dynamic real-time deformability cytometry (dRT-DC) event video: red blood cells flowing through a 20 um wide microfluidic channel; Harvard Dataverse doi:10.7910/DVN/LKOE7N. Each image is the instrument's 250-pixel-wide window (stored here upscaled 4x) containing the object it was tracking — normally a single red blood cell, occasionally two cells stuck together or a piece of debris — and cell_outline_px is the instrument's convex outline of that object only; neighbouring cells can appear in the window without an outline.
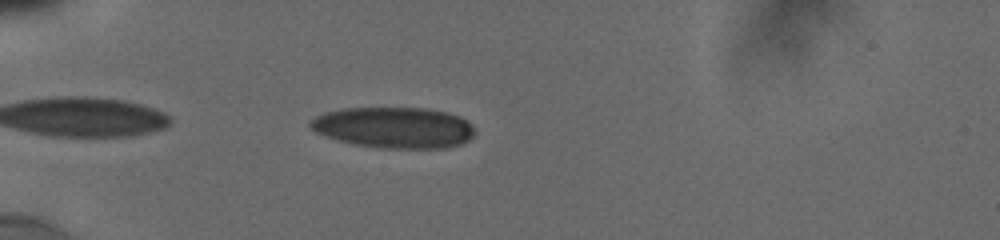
{"species": "human", "species_latin": "Homo sapiens", "temperature_condition": "cold", "stored_images_in_passage": 8, "camera_frame_rate_fps": 3000, "um_per_image_px": 0.085, "donor": {"sex": "male"}, "frame": {"image": 1, "passage_image": 2, "time_ms": 0.667, "image_size_px": [1000, 240], "cell_outline_px": [[476, 132], [468, 140], [460, 144], [448, 148], [384, 148], [356, 144], [340, 140], [316, 132], [308, 124], [308, 120], [324, 112], [340, 108], [428, 108], [448, 112], [460, 116], [472, 124]], "centroid_in_image_um": [33.52, 10.83], "position_along_channel_um": 51.5, "area_um2": 39.42}}
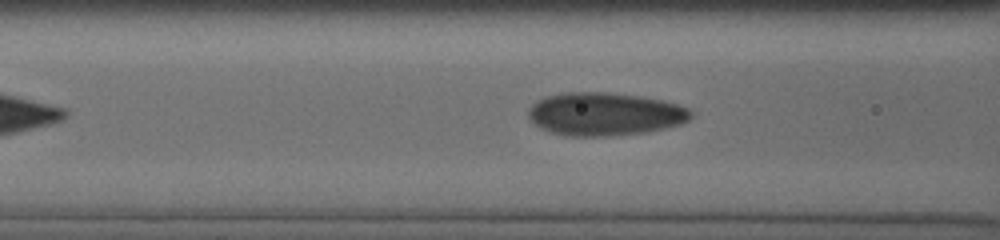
{"frame": {"image": 2, "passage_image": 6, "time_ms": 3.0, "image_size_px": [1000, 240], "cell_outline_px": [[692, 116], [688, 120], [680, 124], [648, 132], [604, 136], [564, 136], [540, 128], [528, 116], [528, 108], [536, 100], [544, 96], [564, 92], [604, 92], [640, 96], [660, 100], [676, 104], [688, 108], [692, 112]], "centroid_in_image_um": [51.37, 9.69], "position_along_channel_um": 115.2, "area_um2": 40.81}}
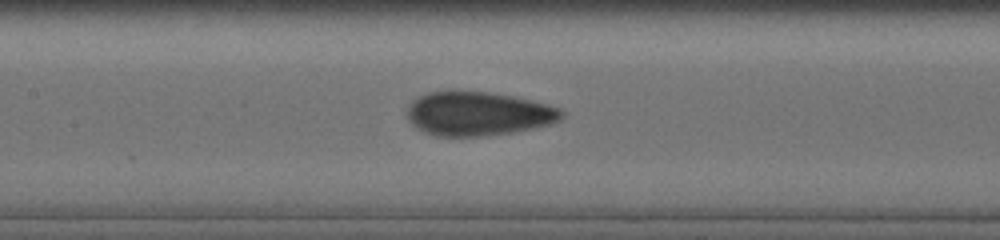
{"frame": {"image": 3, "passage_image": 8, "time_ms": 4.333, "image_size_px": [1000, 240], "cell_outline_px": [[564, 116], [560, 120], [548, 124], [532, 128], [512, 132], [480, 136], [436, 136], [424, 132], [412, 124], [408, 120], [408, 104], [412, 100], [428, 92], [452, 88], [488, 92], [512, 96], [532, 100], [548, 104], [560, 108], [564, 112]], "centroid_in_image_um": [40.61, 9.63], "position_along_channel_um": 166.8, "area_um2": 40.11}}